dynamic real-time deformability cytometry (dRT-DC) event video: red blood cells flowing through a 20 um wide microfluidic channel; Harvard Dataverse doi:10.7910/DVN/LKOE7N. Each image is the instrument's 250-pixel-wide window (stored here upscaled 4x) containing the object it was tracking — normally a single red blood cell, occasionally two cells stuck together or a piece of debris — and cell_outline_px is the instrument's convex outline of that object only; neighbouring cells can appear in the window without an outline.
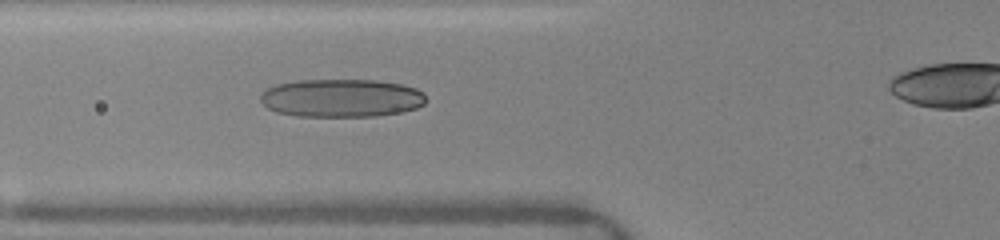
{"species": "human", "species_latin": "Homo sapiens", "temperature_condition": "warm", "stored_images_in_passage": 7, "segment_of_instrument_passage": [1, 2], "camera_frame_rate_fps": 3000, "um_per_image_px": 0.085, "donor": {"sex": "female"}, "frame": {"image": 1, "passage_image": 6, "time_ms": 4.667, "image_size_px": [1000, 240], "cell_outline_px": [[428, 100], [424, 104], [416, 108], [404, 112], [376, 116], [296, 116], [276, 112], [268, 108], [260, 100], [260, 96], [268, 88], [276, 84], [296, 80], [376, 80], [404, 84], [416, 88], [424, 92]], "centroid_in_image_um": [29.07, 8.33], "position_along_channel_um": 96.7, "area_um2": 37.17}}